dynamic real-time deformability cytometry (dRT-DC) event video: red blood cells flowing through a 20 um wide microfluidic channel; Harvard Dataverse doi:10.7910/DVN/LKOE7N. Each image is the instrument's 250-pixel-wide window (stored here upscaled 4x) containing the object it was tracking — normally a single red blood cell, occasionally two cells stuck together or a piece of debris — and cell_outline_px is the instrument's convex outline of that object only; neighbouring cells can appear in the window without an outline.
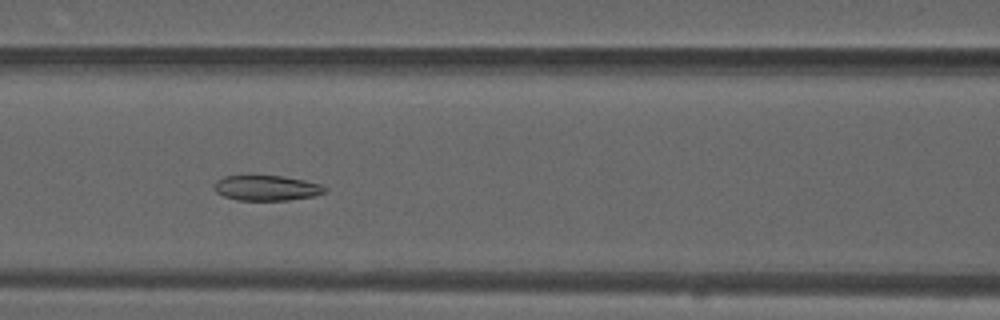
{"species": "common noctule bat (a hibernating species)", "species_latin": "Nyctalus noctula", "temperature_condition": "warm", "stored_images_in_passage": 49, "camera_frame_rate_fps": 3000, "um_per_image_px": 0.085, "animal": {"sex": "male", "forearm_length_mm": 52.5}, "frame": {"image": 1, "passage_image": 18, "time_ms": 5.667, "image_size_px": [1000, 320], "cell_outline_px": [[328, 192], [312, 196], [288, 200], [236, 200], [224, 196], [216, 192], [212, 188], [212, 184], [216, 180], [224, 176], [284, 176], [304, 180], [320, 184], [328, 188]], "centroid_in_image_um": [22.64, 15.98], "position_along_channel_um": 144.0, "area_um2": 16.42}}
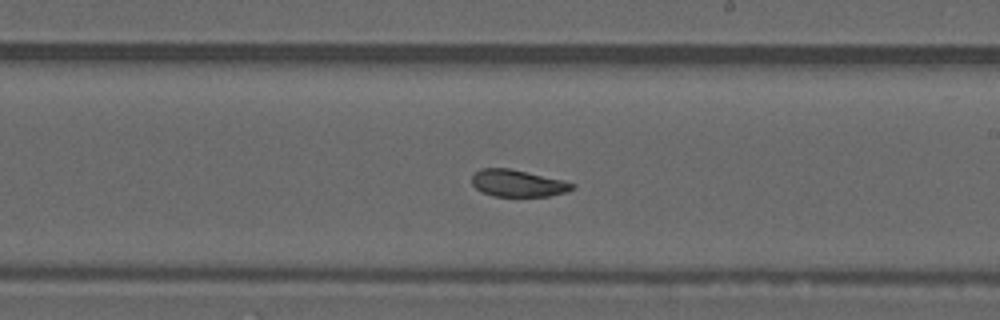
{"frame": {"image": 2, "passage_image": 26, "time_ms": 8.333, "image_size_px": [1000, 320], "cell_outline_px": [[576, 188], [568, 192], [548, 196], [492, 196], [476, 188], [472, 184], [472, 176], [480, 168], [508, 168], [564, 180], [576, 184]], "centroid_in_image_um": [44.06, 15.58], "position_along_channel_um": 244.9, "area_um2": 15.78}}
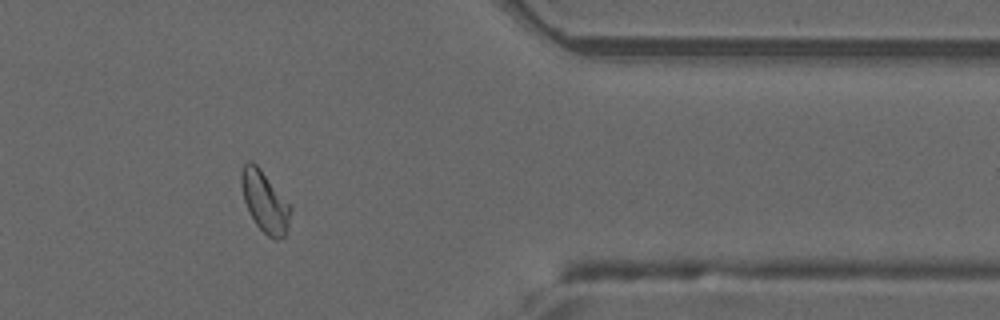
{"frame": {"image": 3, "passage_image": 39, "time_ms": 12.667, "image_size_px": [1000, 320], "cell_outline_px": [[292, 208], [288, 224], [284, 236], [276, 240], [268, 236], [256, 224], [248, 212], [244, 200], [240, 184], [240, 176], [244, 164], [248, 160], [252, 160], [260, 168]], "centroid_in_image_um": [22.47, 17.12], "position_along_channel_um": 388.9, "area_um2": 17.28}, "authors_computed_cell_mechanics": {"area_um2": 17.2244, "velocity_mm_per_s": 3.8127, "shape_relaxation_time_tau1_ms": null, "shape_relaxation_time_tau2_ms": 3.5395, "deformation_change_tau1": null, "deformation_change_tau2": 0.0827}}